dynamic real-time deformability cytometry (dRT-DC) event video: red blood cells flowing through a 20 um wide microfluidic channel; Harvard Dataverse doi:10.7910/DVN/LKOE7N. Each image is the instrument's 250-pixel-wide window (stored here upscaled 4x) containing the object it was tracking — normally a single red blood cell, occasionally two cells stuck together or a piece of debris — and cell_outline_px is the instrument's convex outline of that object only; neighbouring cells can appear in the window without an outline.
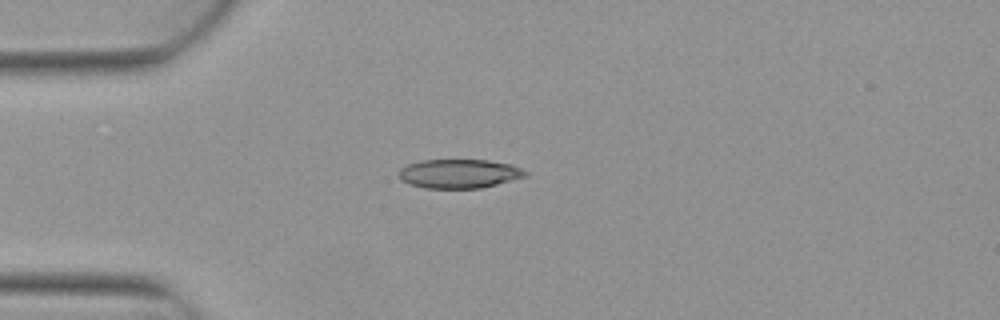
{"species": "Egyptian fruit bat (a non-hibernating species)", "species_latin": "Rousettus aegyptiacus", "temperature_condition": "warm", "stored_images_in_passage": 6, "camera_frame_rate_fps": 3000, "um_per_image_px": 0.085, "animal": {"sex": "female"}, "frame": {"image": 1, "passage_image": 4, "time_ms": 1.0, "image_size_px": [1000, 320], "cell_outline_px": [[528, 176], [480, 188], [424, 188], [408, 184], [400, 180], [400, 168], [408, 164], [420, 160], [488, 160], [512, 164], [528, 172]], "centroid_in_image_um": [39.03, 14.76], "position_along_channel_um": 46.0, "area_um2": 21.44}}
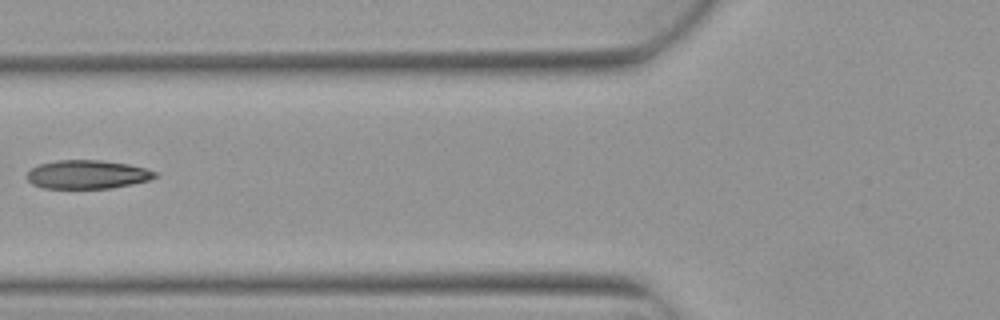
{"frame": {"image": 2, "passage_image": 6, "time_ms": 1.667, "image_size_px": [1000, 320], "cell_outline_px": [[160, 176], [148, 180], [132, 184], [112, 188], [44, 188], [32, 184], [24, 176], [32, 168], [40, 164], [56, 160], [100, 160], [128, 164], [144, 168], [156, 172]], "centroid_in_image_um": [7.41, 14.83], "position_along_channel_um": 118.4, "area_um2": 21.39}}